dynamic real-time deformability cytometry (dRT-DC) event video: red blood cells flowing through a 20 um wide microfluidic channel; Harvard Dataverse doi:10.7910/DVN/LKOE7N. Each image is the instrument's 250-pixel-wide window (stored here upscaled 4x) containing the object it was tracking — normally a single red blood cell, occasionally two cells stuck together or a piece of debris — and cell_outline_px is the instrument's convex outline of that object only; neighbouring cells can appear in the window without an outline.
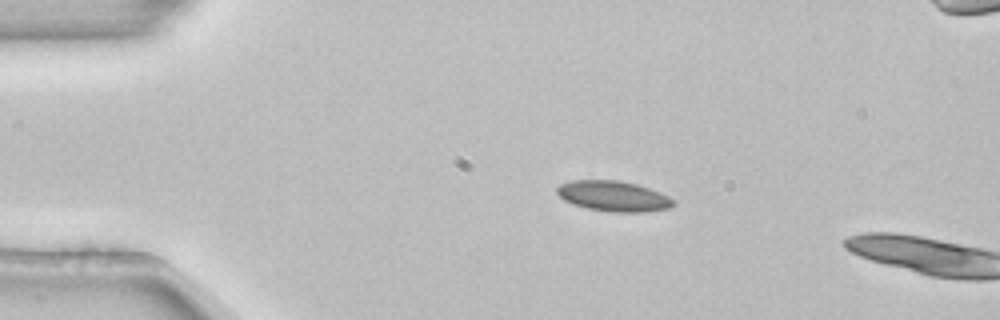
{"species": "common noctule bat (a hibernating species)", "species_latin": "Nyctalus noctula", "temperature_condition": "room temperature", "stored_images_in_passage": 4, "camera_frame_rate_fps": 3000, "um_per_image_px": 0.085, "animal": {"sex": "female", "body_mass_g": 22.7, "forearm_length_mm": 54.2}, "frame": {"image": 1, "passage_image": 2, "time_ms": 0.333, "image_size_px": [1000, 320], "cell_outline_px": [[676, 204], [672, 208], [644, 212], [612, 212], [588, 208], [572, 204], [564, 200], [556, 192], [556, 188], [560, 184], [572, 180], [620, 180], [636, 184], [660, 192], [668, 196]], "centroid_in_image_um": [52.15, 16.67], "position_along_channel_um": 32.9, "area_um2": 20.69}}